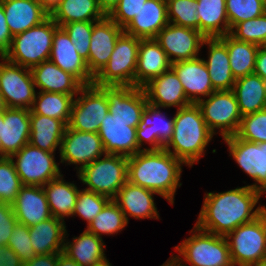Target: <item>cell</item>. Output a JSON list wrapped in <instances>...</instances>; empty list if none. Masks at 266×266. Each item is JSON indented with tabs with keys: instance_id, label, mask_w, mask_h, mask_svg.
Segmentation results:
<instances>
[{
	"instance_id": "1",
	"label": "cell",
	"mask_w": 266,
	"mask_h": 266,
	"mask_svg": "<svg viewBox=\"0 0 266 266\" xmlns=\"http://www.w3.org/2000/svg\"><path fill=\"white\" fill-rule=\"evenodd\" d=\"M262 193L248 185L228 191L205 193L196 226L201 230L226 236L242 224L254 221L266 206H255Z\"/></svg>"
},
{
	"instance_id": "2",
	"label": "cell",
	"mask_w": 266,
	"mask_h": 266,
	"mask_svg": "<svg viewBox=\"0 0 266 266\" xmlns=\"http://www.w3.org/2000/svg\"><path fill=\"white\" fill-rule=\"evenodd\" d=\"M183 162L165 149L142 150L128 157V181L152 190L174 204Z\"/></svg>"
},
{
	"instance_id": "3",
	"label": "cell",
	"mask_w": 266,
	"mask_h": 266,
	"mask_svg": "<svg viewBox=\"0 0 266 266\" xmlns=\"http://www.w3.org/2000/svg\"><path fill=\"white\" fill-rule=\"evenodd\" d=\"M213 136L203 119L200 107L192 103L177 109L173 134L164 149L191 168L204 156Z\"/></svg>"
},
{
	"instance_id": "4",
	"label": "cell",
	"mask_w": 266,
	"mask_h": 266,
	"mask_svg": "<svg viewBox=\"0 0 266 266\" xmlns=\"http://www.w3.org/2000/svg\"><path fill=\"white\" fill-rule=\"evenodd\" d=\"M190 233V237L174 247L179 254L175 256L183 266L188 263L190 266H234L225 236L201 230L196 225Z\"/></svg>"
},
{
	"instance_id": "5",
	"label": "cell",
	"mask_w": 266,
	"mask_h": 266,
	"mask_svg": "<svg viewBox=\"0 0 266 266\" xmlns=\"http://www.w3.org/2000/svg\"><path fill=\"white\" fill-rule=\"evenodd\" d=\"M58 27L49 16L41 24L14 35L11 46L3 57L29 69L49 60L53 35Z\"/></svg>"
},
{
	"instance_id": "6",
	"label": "cell",
	"mask_w": 266,
	"mask_h": 266,
	"mask_svg": "<svg viewBox=\"0 0 266 266\" xmlns=\"http://www.w3.org/2000/svg\"><path fill=\"white\" fill-rule=\"evenodd\" d=\"M128 157L106 153L76 172L89 191L113 199L128 181Z\"/></svg>"
},
{
	"instance_id": "7",
	"label": "cell",
	"mask_w": 266,
	"mask_h": 266,
	"mask_svg": "<svg viewBox=\"0 0 266 266\" xmlns=\"http://www.w3.org/2000/svg\"><path fill=\"white\" fill-rule=\"evenodd\" d=\"M140 38L122 33L107 64L94 77L93 85L134 86Z\"/></svg>"
},
{
	"instance_id": "8",
	"label": "cell",
	"mask_w": 266,
	"mask_h": 266,
	"mask_svg": "<svg viewBox=\"0 0 266 266\" xmlns=\"http://www.w3.org/2000/svg\"><path fill=\"white\" fill-rule=\"evenodd\" d=\"M234 266L266 259V210L254 221L242 224L226 236Z\"/></svg>"
},
{
	"instance_id": "9",
	"label": "cell",
	"mask_w": 266,
	"mask_h": 266,
	"mask_svg": "<svg viewBox=\"0 0 266 266\" xmlns=\"http://www.w3.org/2000/svg\"><path fill=\"white\" fill-rule=\"evenodd\" d=\"M55 154L28 143L10 156L22 185L43 187L49 181L60 177L62 174L59 163L54 159Z\"/></svg>"
},
{
	"instance_id": "10",
	"label": "cell",
	"mask_w": 266,
	"mask_h": 266,
	"mask_svg": "<svg viewBox=\"0 0 266 266\" xmlns=\"http://www.w3.org/2000/svg\"><path fill=\"white\" fill-rule=\"evenodd\" d=\"M207 98H202L197 105L201 109L208 129L214 135H216V129H219V134L223 138L235 135L242 115L233 91H214Z\"/></svg>"
},
{
	"instance_id": "11",
	"label": "cell",
	"mask_w": 266,
	"mask_h": 266,
	"mask_svg": "<svg viewBox=\"0 0 266 266\" xmlns=\"http://www.w3.org/2000/svg\"><path fill=\"white\" fill-rule=\"evenodd\" d=\"M76 96L68 127L77 131L98 133L101 121L109 112L106 94L92 84L84 86Z\"/></svg>"
},
{
	"instance_id": "12",
	"label": "cell",
	"mask_w": 266,
	"mask_h": 266,
	"mask_svg": "<svg viewBox=\"0 0 266 266\" xmlns=\"http://www.w3.org/2000/svg\"><path fill=\"white\" fill-rule=\"evenodd\" d=\"M0 93L8 108L31 109L36 97L31 70L0 57Z\"/></svg>"
},
{
	"instance_id": "13",
	"label": "cell",
	"mask_w": 266,
	"mask_h": 266,
	"mask_svg": "<svg viewBox=\"0 0 266 266\" xmlns=\"http://www.w3.org/2000/svg\"><path fill=\"white\" fill-rule=\"evenodd\" d=\"M229 154L238 166L253 179L251 188L266 193V142L255 143L232 135L223 138Z\"/></svg>"
},
{
	"instance_id": "14",
	"label": "cell",
	"mask_w": 266,
	"mask_h": 266,
	"mask_svg": "<svg viewBox=\"0 0 266 266\" xmlns=\"http://www.w3.org/2000/svg\"><path fill=\"white\" fill-rule=\"evenodd\" d=\"M59 152L60 163L75 164L77 172L85 165L106 154L98 133L77 131L68 126L62 138Z\"/></svg>"
},
{
	"instance_id": "15",
	"label": "cell",
	"mask_w": 266,
	"mask_h": 266,
	"mask_svg": "<svg viewBox=\"0 0 266 266\" xmlns=\"http://www.w3.org/2000/svg\"><path fill=\"white\" fill-rule=\"evenodd\" d=\"M205 38L198 30L169 22L154 39L175 63L199 57Z\"/></svg>"
},
{
	"instance_id": "16",
	"label": "cell",
	"mask_w": 266,
	"mask_h": 266,
	"mask_svg": "<svg viewBox=\"0 0 266 266\" xmlns=\"http://www.w3.org/2000/svg\"><path fill=\"white\" fill-rule=\"evenodd\" d=\"M140 121H120L108 112L98 131L104 150L108 154L132 156L140 152L136 129Z\"/></svg>"
},
{
	"instance_id": "17",
	"label": "cell",
	"mask_w": 266,
	"mask_h": 266,
	"mask_svg": "<svg viewBox=\"0 0 266 266\" xmlns=\"http://www.w3.org/2000/svg\"><path fill=\"white\" fill-rule=\"evenodd\" d=\"M30 110L8 108L0 114V154L10 157L29 143Z\"/></svg>"
},
{
	"instance_id": "18",
	"label": "cell",
	"mask_w": 266,
	"mask_h": 266,
	"mask_svg": "<svg viewBox=\"0 0 266 266\" xmlns=\"http://www.w3.org/2000/svg\"><path fill=\"white\" fill-rule=\"evenodd\" d=\"M124 32L109 16L94 23L86 61L90 74L95 77L107 64L119 36Z\"/></svg>"
},
{
	"instance_id": "19",
	"label": "cell",
	"mask_w": 266,
	"mask_h": 266,
	"mask_svg": "<svg viewBox=\"0 0 266 266\" xmlns=\"http://www.w3.org/2000/svg\"><path fill=\"white\" fill-rule=\"evenodd\" d=\"M160 109L147 103L141 114V120L136 129V139L141 151L164 149L172 137L174 117L168 119L166 113L163 114ZM143 142L151 147L142 148Z\"/></svg>"
},
{
	"instance_id": "20",
	"label": "cell",
	"mask_w": 266,
	"mask_h": 266,
	"mask_svg": "<svg viewBox=\"0 0 266 266\" xmlns=\"http://www.w3.org/2000/svg\"><path fill=\"white\" fill-rule=\"evenodd\" d=\"M49 60L75 76L84 86L93 84L94 77L89 72L86 60L79 55L62 27H58L54 32Z\"/></svg>"
},
{
	"instance_id": "21",
	"label": "cell",
	"mask_w": 266,
	"mask_h": 266,
	"mask_svg": "<svg viewBox=\"0 0 266 266\" xmlns=\"http://www.w3.org/2000/svg\"><path fill=\"white\" fill-rule=\"evenodd\" d=\"M107 96L109 112L120 121H140L147 105L143 88L134 86L99 87Z\"/></svg>"
},
{
	"instance_id": "22",
	"label": "cell",
	"mask_w": 266,
	"mask_h": 266,
	"mask_svg": "<svg viewBox=\"0 0 266 266\" xmlns=\"http://www.w3.org/2000/svg\"><path fill=\"white\" fill-rule=\"evenodd\" d=\"M171 68L175 71L185 95L191 103L197 104L202 97L206 98L216 91L212 86L204 58L196 57L178 61L172 63Z\"/></svg>"
},
{
	"instance_id": "23",
	"label": "cell",
	"mask_w": 266,
	"mask_h": 266,
	"mask_svg": "<svg viewBox=\"0 0 266 266\" xmlns=\"http://www.w3.org/2000/svg\"><path fill=\"white\" fill-rule=\"evenodd\" d=\"M142 88L147 102L161 109L170 107L179 109L192 104L187 99L182 84L172 68L150 80Z\"/></svg>"
},
{
	"instance_id": "24",
	"label": "cell",
	"mask_w": 266,
	"mask_h": 266,
	"mask_svg": "<svg viewBox=\"0 0 266 266\" xmlns=\"http://www.w3.org/2000/svg\"><path fill=\"white\" fill-rule=\"evenodd\" d=\"M11 205L18 223L28 227L52 217L42 186L23 185Z\"/></svg>"
},
{
	"instance_id": "25",
	"label": "cell",
	"mask_w": 266,
	"mask_h": 266,
	"mask_svg": "<svg viewBox=\"0 0 266 266\" xmlns=\"http://www.w3.org/2000/svg\"><path fill=\"white\" fill-rule=\"evenodd\" d=\"M157 193L127 181L120 189L113 201L120 207L126 220L128 217L135 219H160L154 202Z\"/></svg>"
},
{
	"instance_id": "26",
	"label": "cell",
	"mask_w": 266,
	"mask_h": 266,
	"mask_svg": "<svg viewBox=\"0 0 266 266\" xmlns=\"http://www.w3.org/2000/svg\"><path fill=\"white\" fill-rule=\"evenodd\" d=\"M172 66L167 54L154 38L140 39L134 87H143Z\"/></svg>"
},
{
	"instance_id": "27",
	"label": "cell",
	"mask_w": 266,
	"mask_h": 266,
	"mask_svg": "<svg viewBox=\"0 0 266 266\" xmlns=\"http://www.w3.org/2000/svg\"><path fill=\"white\" fill-rule=\"evenodd\" d=\"M168 23L166 0H147L123 30L128 35L149 39L155 38Z\"/></svg>"
},
{
	"instance_id": "28",
	"label": "cell",
	"mask_w": 266,
	"mask_h": 266,
	"mask_svg": "<svg viewBox=\"0 0 266 266\" xmlns=\"http://www.w3.org/2000/svg\"><path fill=\"white\" fill-rule=\"evenodd\" d=\"M30 70L39 91L77 95L84 87L75 76L63 71L50 60L43 61Z\"/></svg>"
},
{
	"instance_id": "29",
	"label": "cell",
	"mask_w": 266,
	"mask_h": 266,
	"mask_svg": "<svg viewBox=\"0 0 266 266\" xmlns=\"http://www.w3.org/2000/svg\"><path fill=\"white\" fill-rule=\"evenodd\" d=\"M12 36L41 24L50 15L37 0H0Z\"/></svg>"
},
{
	"instance_id": "30",
	"label": "cell",
	"mask_w": 266,
	"mask_h": 266,
	"mask_svg": "<svg viewBox=\"0 0 266 266\" xmlns=\"http://www.w3.org/2000/svg\"><path fill=\"white\" fill-rule=\"evenodd\" d=\"M202 45L208 46V59H204V62L213 88L216 91L232 90L236 80L230 69L226 44L219 37H215L205 38Z\"/></svg>"
},
{
	"instance_id": "31",
	"label": "cell",
	"mask_w": 266,
	"mask_h": 266,
	"mask_svg": "<svg viewBox=\"0 0 266 266\" xmlns=\"http://www.w3.org/2000/svg\"><path fill=\"white\" fill-rule=\"evenodd\" d=\"M31 246L36 255L63 252L67 236L65 221L50 217L29 227Z\"/></svg>"
},
{
	"instance_id": "32",
	"label": "cell",
	"mask_w": 266,
	"mask_h": 266,
	"mask_svg": "<svg viewBox=\"0 0 266 266\" xmlns=\"http://www.w3.org/2000/svg\"><path fill=\"white\" fill-rule=\"evenodd\" d=\"M30 128V145L48 152H55L57 148L60 150L61 141L67 128L63 121L30 111Z\"/></svg>"
},
{
	"instance_id": "33",
	"label": "cell",
	"mask_w": 266,
	"mask_h": 266,
	"mask_svg": "<svg viewBox=\"0 0 266 266\" xmlns=\"http://www.w3.org/2000/svg\"><path fill=\"white\" fill-rule=\"evenodd\" d=\"M66 238L68 236L65 237L63 253L80 266H95L107 259L103 239L86 229L78 237L74 236L72 242Z\"/></svg>"
},
{
	"instance_id": "34",
	"label": "cell",
	"mask_w": 266,
	"mask_h": 266,
	"mask_svg": "<svg viewBox=\"0 0 266 266\" xmlns=\"http://www.w3.org/2000/svg\"><path fill=\"white\" fill-rule=\"evenodd\" d=\"M232 91L242 116L266 109V82L259 75L236 79Z\"/></svg>"
},
{
	"instance_id": "35",
	"label": "cell",
	"mask_w": 266,
	"mask_h": 266,
	"mask_svg": "<svg viewBox=\"0 0 266 266\" xmlns=\"http://www.w3.org/2000/svg\"><path fill=\"white\" fill-rule=\"evenodd\" d=\"M199 32L206 38L230 33L225 0H197Z\"/></svg>"
},
{
	"instance_id": "36",
	"label": "cell",
	"mask_w": 266,
	"mask_h": 266,
	"mask_svg": "<svg viewBox=\"0 0 266 266\" xmlns=\"http://www.w3.org/2000/svg\"><path fill=\"white\" fill-rule=\"evenodd\" d=\"M47 202L53 217L65 220V217H72L77 197L78 187L71 182L64 180L63 174L49 181L43 186Z\"/></svg>"
},
{
	"instance_id": "37",
	"label": "cell",
	"mask_w": 266,
	"mask_h": 266,
	"mask_svg": "<svg viewBox=\"0 0 266 266\" xmlns=\"http://www.w3.org/2000/svg\"><path fill=\"white\" fill-rule=\"evenodd\" d=\"M105 16L98 0H62L50 15L59 27L70 22L98 21Z\"/></svg>"
},
{
	"instance_id": "38",
	"label": "cell",
	"mask_w": 266,
	"mask_h": 266,
	"mask_svg": "<svg viewBox=\"0 0 266 266\" xmlns=\"http://www.w3.org/2000/svg\"><path fill=\"white\" fill-rule=\"evenodd\" d=\"M219 38L227 46L230 69L235 80L253 74L259 46L236 40L230 34Z\"/></svg>"
},
{
	"instance_id": "39",
	"label": "cell",
	"mask_w": 266,
	"mask_h": 266,
	"mask_svg": "<svg viewBox=\"0 0 266 266\" xmlns=\"http://www.w3.org/2000/svg\"><path fill=\"white\" fill-rule=\"evenodd\" d=\"M75 97L76 95L39 91L30 111L34 114L59 119L68 126Z\"/></svg>"
},
{
	"instance_id": "40",
	"label": "cell",
	"mask_w": 266,
	"mask_h": 266,
	"mask_svg": "<svg viewBox=\"0 0 266 266\" xmlns=\"http://www.w3.org/2000/svg\"><path fill=\"white\" fill-rule=\"evenodd\" d=\"M128 223L120 207L111 199L87 225L86 230L102 239L103 234H118Z\"/></svg>"
},
{
	"instance_id": "41",
	"label": "cell",
	"mask_w": 266,
	"mask_h": 266,
	"mask_svg": "<svg viewBox=\"0 0 266 266\" xmlns=\"http://www.w3.org/2000/svg\"><path fill=\"white\" fill-rule=\"evenodd\" d=\"M170 23L199 31L197 0H166Z\"/></svg>"
},
{
	"instance_id": "42",
	"label": "cell",
	"mask_w": 266,
	"mask_h": 266,
	"mask_svg": "<svg viewBox=\"0 0 266 266\" xmlns=\"http://www.w3.org/2000/svg\"><path fill=\"white\" fill-rule=\"evenodd\" d=\"M229 34L239 41L266 46V12L254 19L237 23Z\"/></svg>"
},
{
	"instance_id": "43",
	"label": "cell",
	"mask_w": 266,
	"mask_h": 266,
	"mask_svg": "<svg viewBox=\"0 0 266 266\" xmlns=\"http://www.w3.org/2000/svg\"><path fill=\"white\" fill-rule=\"evenodd\" d=\"M230 30L239 22L254 19L266 12L260 0H225Z\"/></svg>"
},
{
	"instance_id": "44",
	"label": "cell",
	"mask_w": 266,
	"mask_h": 266,
	"mask_svg": "<svg viewBox=\"0 0 266 266\" xmlns=\"http://www.w3.org/2000/svg\"><path fill=\"white\" fill-rule=\"evenodd\" d=\"M110 200L111 199L105 195L87 189H81L79 190L72 217L77 214V216L81 217L84 221H87L88 225Z\"/></svg>"
},
{
	"instance_id": "45",
	"label": "cell",
	"mask_w": 266,
	"mask_h": 266,
	"mask_svg": "<svg viewBox=\"0 0 266 266\" xmlns=\"http://www.w3.org/2000/svg\"><path fill=\"white\" fill-rule=\"evenodd\" d=\"M235 135L250 142H266V109L242 116Z\"/></svg>"
},
{
	"instance_id": "46",
	"label": "cell",
	"mask_w": 266,
	"mask_h": 266,
	"mask_svg": "<svg viewBox=\"0 0 266 266\" xmlns=\"http://www.w3.org/2000/svg\"><path fill=\"white\" fill-rule=\"evenodd\" d=\"M22 186L11 158L3 157L0 160V202L12 204Z\"/></svg>"
},
{
	"instance_id": "47",
	"label": "cell",
	"mask_w": 266,
	"mask_h": 266,
	"mask_svg": "<svg viewBox=\"0 0 266 266\" xmlns=\"http://www.w3.org/2000/svg\"><path fill=\"white\" fill-rule=\"evenodd\" d=\"M95 22L96 21L70 22L61 26L75 45V49L79 55L86 61L89 56L90 38Z\"/></svg>"
},
{
	"instance_id": "48",
	"label": "cell",
	"mask_w": 266,
	"mask_h": 266,
	"mask_svg": "<svg viewBox=\"0 0 266 266\" xmlns=\"http://www.w3.org/2000/svg\"><path fill=\"white\" fill-rule=\"evenodd\" d=\"M6 247L11 248L23 262L36 256L31 246L29 227L20 223L14 227Z\"/></svg>"
},
{
	"instance_id": "49",
	"label": "cell",
	"mask_w": 266,
	"mask_h": 266,
	"mask_svg": "<svg viewBox=\"0 0 266 266\" xmlns=\"http://www.w3.org/2000/svg\"><path fill=\"white\" fill-rule=\"evenodd\" d=\"M147 0H120L108 15L119 27L125 28Z\"/></svg>"
},
{
	"instance_id": "50",
	"label": "cell",
	"mask_w": 266,
	"mask_h": 266,
	"mask_svg": "<svg viewBox=\"0 0 266 266\" xmlns=\"http://www.w3.org/2000/svg\"><path fill=\"white\" fill-rule=\"evenodd\" d=\"M17 223L12 205L0 202V241L5 246Z\"/></svg>"
},
{
	"instance_id": "51",
	"label": "cell",
	"mask_w": 266,
	"mask_h": 266,
	"mask_svg": "<svg viewBox=\"0 0 266 266\" xmlns=\"http://www.w3.org/2000/svg\"><path fill=\"white\" fill-rule=\"evenodd\" d=\"M13 36L6 23L5 11L0 1V57H3L11 46Z\"/></svg>"
},
{
	"instance_id": "52",
	"label": "cell",
	"mask_w": 266,
	"mask_h": 266,
	"mask_svg": "<svg viewBox=\"0 0 266 266\" xmlns=\"http://www.w3.org/2000/svg\"><path fill=\"white\" fill-rule=\"evenodd\" d=\"M23 261L9 247H4L0 251V266H23Z\"/></svg>"
},
{
	"instance_id": "53",
	"label": "cell",
	"mask_w": 266,
	"mask_h": 266,
	"mask_svg": "<svg viewBox=\"0 0 266 266\" xmlns=\"http://www.w3.org/2000/svg\"><path fill=\"white\" fill-rule=\"evenodd\" d=\"M57 254L58 253L36 255L32 259L25 261L23 266H56Z\"/></svg>"
},
{
	"instance_id": "54",
	"label": "cell",
	"mask_w": 266,
	"mask_h": 266,
	"mask_svg": "<svg viewBox=\"0 0 266 266\" xmlns=\"http://www.w3.org/2000/svg\"><path fill=\"white\" fill-rule=\"evenodd\" d=\"M254 74L259 75L266 82V46H259Z\"/></svg>"
},
{
	"instance_id": "55",
	"label": "cell",
	"mask_w": 266,
	"mask_h": 266,
	"mask_svg": "<svg viewBox=\"0 0 266 266\" xmlns=\"http://www.w3.org/2000/svg\"><path fill=\"white\" fill-rule=\"evenodd\" d=\"M120 0H98L100 9L108 16L118 5Z\"/></svg>"
},
{
	"instance_id": "56",
	"label": "cell",
	"mask_w": 266,
	"mask_h": 266,
	"mask_svg": "<svg viewBox=\"0 0 266 266\" xmlns=\"http://www.w3.org/2000/svg\"><path fill=\"white\" fill-rule=\"evenodd\" d=\"M43 9L51 15L55 9L60 5L62 0H37Z\"/></svg>"
},
{
	"instance_id": "57",
	"label": "cell",
	"mask_w": 266,
	"mask_h": 266,
	"mask_svg": "<svg viewBox=\"0 0 266 266\" xmlns=\"http://www.w3.org/2000/svg\"><path fill=\"white\" fill-rule=\"evenodd\" d=\"M56 266H80L72 258H69L63 252L57 254V265Z\"/></svg>"
},
{
	"instance_id": "58",
	"label": "cell",
	"mask_w": 266,
	"mask_h": 266,
	"mask_svg": "<svg viewBox=\"0 0 266 266\" xmlns=\"http://www.w3.org/2000/svg\"><path fill=\"white\" fill-rule=\"evenodd\" d=\"M171 256H172L171 258L166 260V262L160 266H183L177 256L175 255L174 256L171 255Z\"/></svg>"
},
{
	"instance_id": "59",
	"label": "cell",
	"mask_w": 266,
	"mask_h": 266,
	"mask_svg": "<svg viewBox=\"0 0 266 266\" xmlns=\"http://www.w3.org/2000/svg\"><path fill=\"white\" fill-rule=\"evenodd\" d=\"M7 109H8V106H7L6 102H5V99L2 96V94L0 93V114H2Z\"/></svg>"
},
{
	"instance_id": "60",
	"label": "cell",
	"mask_w": 266,
	"mask_h": 266,
	"mask_svg": "<svg viewBox=\"0 0 266 266\" xmlns=\"http://www.w3.org/2000/svg\"><path fill=\"white\" fill-rule=\"evenodd\" d=\"M247 266H266V259L258 261L256 263L249 264Z\"/></svg>"
},
{
	"instance_id": "61",
	"label": "cell",
	"mask_w": 266,
	"mask_h": 266,
	"mask_svg": "<svg viewBox=\"0 0 266 266\" xmlns=\"http://www.w3.org/2000/svg\"><path fill=\"white\" fill-rule=\"evenodd\" d=\"M95 266H112L111 263L106 259L105 261L99 263L98 265Z\"/></svg>"
},
{
	"instance_id": "62",
	"label": "cell",
	"mask_w": 266,
	"mask_h": 266,
	"mask_svg": "<svg viewBox=\"0 0 266 266\" xmlns=\"http://www.w3.org/2000/svg\"><path fill=\"white\" fill-rule=\"evenodd\" d=\"M5 247V245L0 241V251Z\"/></svg>"
},
{
	"instance_id": "63",
	"label": "cell",
	"mask_w": 266,
	"mask_h": 266,
	"mask_svg": "<svg viewBox=\"0 0 266 266\" xmlns=\"http://www.w3.org/2000/svg\"><path fill=\"white\" fill-rule=\"evenodd\" d=\"M263 4L266 5V0H260Z\"/></svg>"
}]
</instances>
